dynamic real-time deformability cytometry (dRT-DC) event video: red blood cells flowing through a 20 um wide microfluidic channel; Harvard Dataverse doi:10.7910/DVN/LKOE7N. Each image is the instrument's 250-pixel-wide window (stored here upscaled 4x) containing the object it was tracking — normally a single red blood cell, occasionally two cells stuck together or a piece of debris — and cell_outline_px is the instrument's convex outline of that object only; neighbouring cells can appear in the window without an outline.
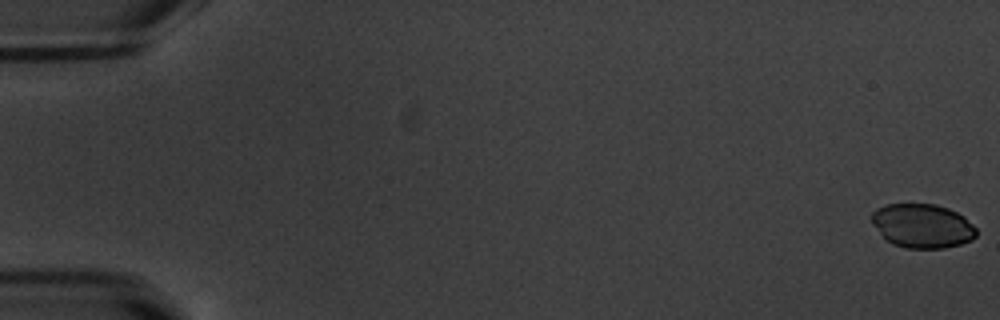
{"species": "common noctule bat (a hibernating species)", "species_latin": "Nyctalus noctula", "temperature_condition": "warm", "stored_images_in_passage": 54, "camera_frame_rate_fps": 3000, "um_per_image_px": 0.085, "animal": {"sex": "male", "body_mass_g": 20.1, "forearm_length_mm": 53.5}, "frame": {"image": 1, "passage_image": 1, "time_ms": 0.0, "image_size_px": [1000, 320], "cell_outline_px": [[976, 236], [972, 240], [960, 244], [944, 248], [904, 248], [892, 244], [884, 240], [872, 224], [872, 212], [876, 208], [888, 204], [936, 204], [948, 208], [964, 216], [976, 228]], "centroid_in_image_um": [78.38, 19.21], "position_along_channel_um": 6.6, "area_um2": 27.11}}
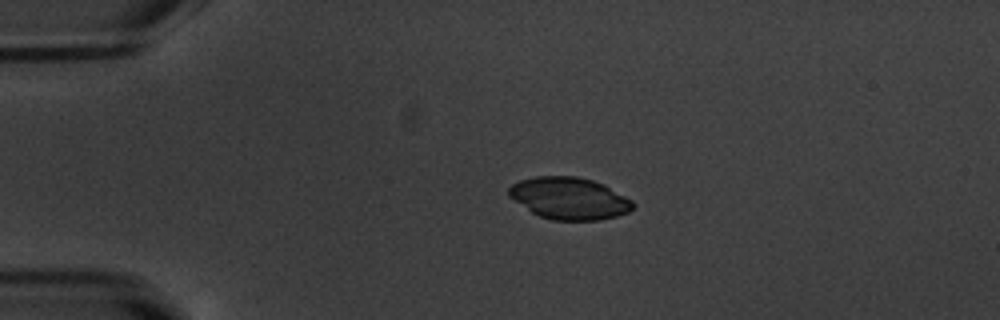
{"frame": {"image": 2, "passage_image": 13, "time_ms": 4.0, "image_size_px": [1000, 320], "cell_outline_px": [[636, 204], [628, 212], [616, 216], [600, 220], [552, 220], [540, 216], [532, 212], [508, 196], [508, 188], [512, 184], [520, 180], [536, 176], [576, 176], [592, 180], [604, 184], [632, 200]], "centroid_in_image_um": [48.39, 16.85], "position_along_channel_um": 36.6, "area_um2": 30.35}}